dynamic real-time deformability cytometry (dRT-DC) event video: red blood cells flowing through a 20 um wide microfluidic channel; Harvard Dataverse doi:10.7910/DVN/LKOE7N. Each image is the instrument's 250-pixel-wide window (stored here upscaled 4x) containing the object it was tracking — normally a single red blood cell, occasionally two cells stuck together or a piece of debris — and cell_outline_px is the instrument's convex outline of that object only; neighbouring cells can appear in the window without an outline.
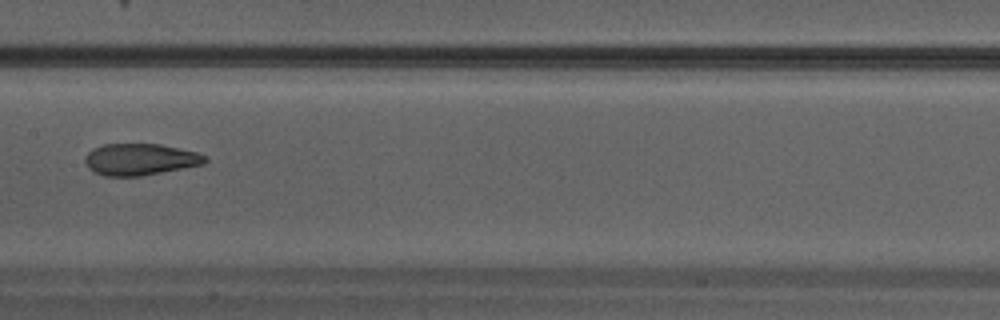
{"species": "Egyptian fruit bat (a non-hibernating species)", "species_latin": "Rousettus aegyptiacus", "temperature_condition": "warm", "stored_images_in_passage": 30, "camera_frame_rate_fps": 3000, "um_per_image_px": 0.085, "animal": {"sex": "male"}, "frame": {"image": 1, "passage_image": 17, "time_ms": 5.333, "image_size_px": [1000, 320], "cell_outline_px": [[208, 160], [204, 164], [140, 176], [104, 176], [88, 168], [84, 160], [88, 152], [92, 148], [104, 144], [160, 144], [196, 152], [204, 156]], "centroid_in_image_um": [11.88, 13.54], "position_along_channel_um": 195.5, "area_um2": 21.96}}